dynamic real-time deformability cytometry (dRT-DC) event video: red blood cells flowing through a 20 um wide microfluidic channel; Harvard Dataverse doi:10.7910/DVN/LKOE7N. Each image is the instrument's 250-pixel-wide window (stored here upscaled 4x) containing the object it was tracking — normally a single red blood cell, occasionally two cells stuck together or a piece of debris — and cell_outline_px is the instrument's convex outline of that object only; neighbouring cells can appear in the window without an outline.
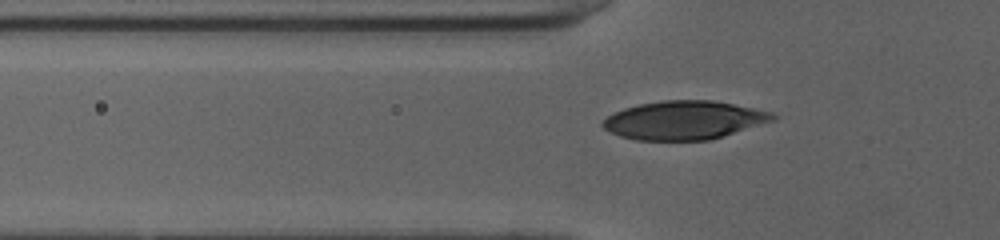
{"species": "human", "species_latin": "Homo sapiens", "temperature_condition": "cold", "stored_images_in_passage": 41, "camera_frame_rate_fps": 3000, "um_per_image_px": 0.085, "donor": {"sex": "female"}, "frame": {"image": 1, "passage_image": 7, "time_ms": 2.0, "image_size_px": [1000, 240], "cell_outline_px": [[776, 120], [724, 136], [708, 140], [636, 140], [620, 136], [604, 128], [600, 124], [612, 112], [624, 108], [640, 104], [664, 100], [712, 100], [772, 112], [776, 116]], "centroid_in_image_um": [58.15, 10.22], "position_along_channel_um": 67.7, "area_um2": 38.09}}
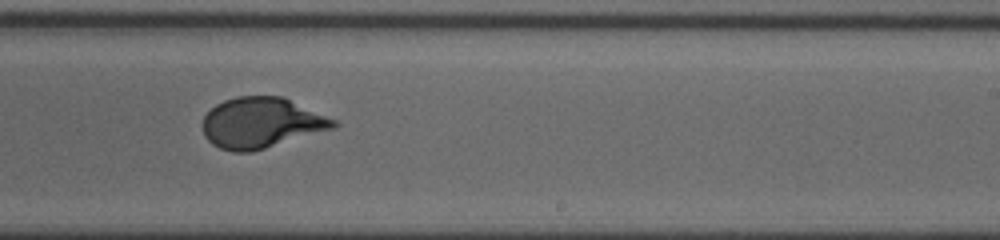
{"frame": {"image": 2, "passage_image": 22, "time_ms": 7.0, "image_size_px": [1000, 240], "cell_outline_px": [[340, 124], [336, 128], [252, 152], [232, 152], [220, 148], [212, 144], [204, 136], [200, 124], [204, 116], [216, 104], [224, 100], [236, 96], [284, 96], [336, 120]], "centroid_in_image_um": [22.21, 10.44], "position_along_channel_um": 266.8, "area_um2": 39.07}}
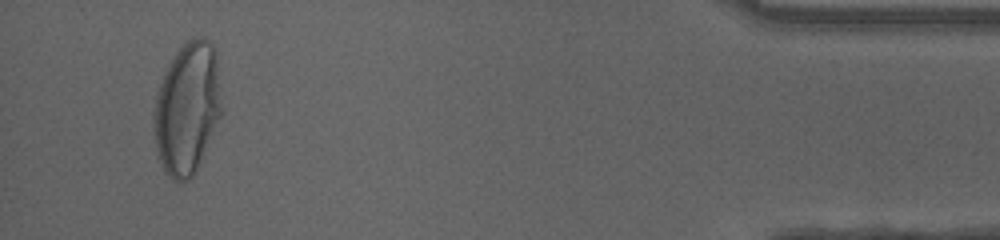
{"frame": {"image": 3, "passage_image": 38, "time_ms": 12.333, "image_size_px": [1000, 240], "cell_outline_px": [[224, 112], [196, 172], [188, 180], [176, 184], [172, 180], [156, 156], [152, 116], [152, 112], [156, 96], [164, 72], [168, 64], [176, 52], [192, 36], [204, 36], [216, 48]], "centroid_in_image_um": [15.94, 9.22], "position_along_channel_um": 419.3, "area_um2": 53.64}}